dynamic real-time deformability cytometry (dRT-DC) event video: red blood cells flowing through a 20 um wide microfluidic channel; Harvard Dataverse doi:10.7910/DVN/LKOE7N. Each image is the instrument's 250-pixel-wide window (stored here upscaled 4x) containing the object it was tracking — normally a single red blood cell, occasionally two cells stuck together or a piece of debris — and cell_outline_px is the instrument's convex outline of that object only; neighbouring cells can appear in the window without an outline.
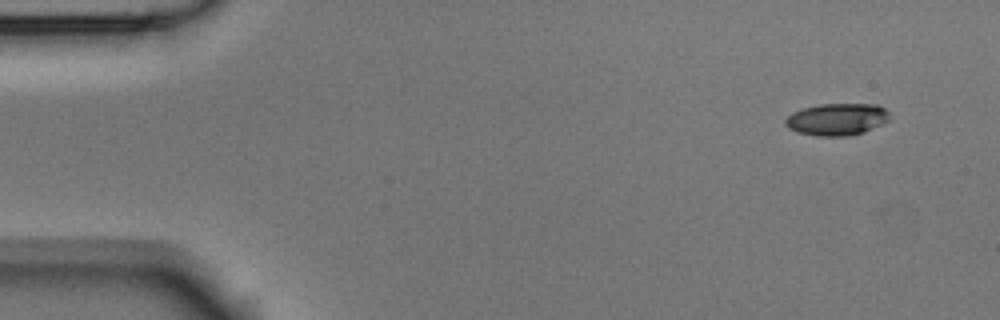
{"species": "Egyptian fruit bat (a non-hibernating species)", "species_latin": "Rousettus aegyptiacus", "temperature_condition": "room temperature", "stored_images_in_passage": 4, "camera_frame_rate_fps": 3000, "um_per_image_px": 0.085, "animal": {"sex": "male"}, "frame": {"image": 1, "passage_image": 1, "time_ms": 0.0, "image_size_px": [1000, 320], "cell_outline_px": [[888, 120], [864, 132], [848, 136], [816, 136], [796, 132], [788, 128], [784, 124], [784, 120], [792, 112], [800, 108], [820, 104], [876, 104], [884, 108], [888, 112]], "centroid_in_image_um": [71.07, 10.14], "position_along_channel_um": 13.9, "area_um2": 19.54}}
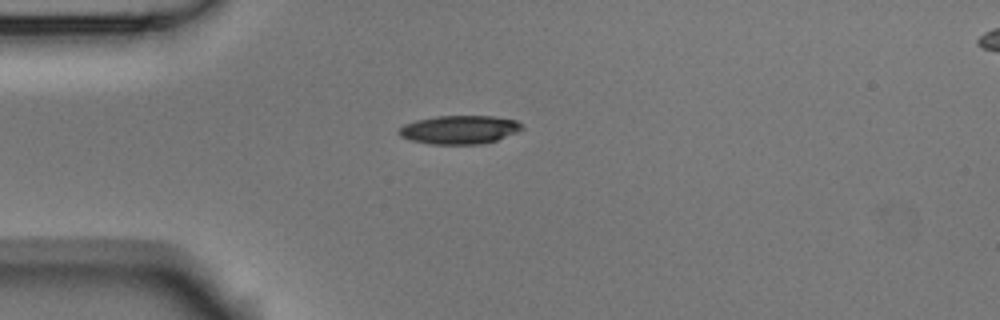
{"frame": {"image": 2, "passage_image": 4, "time_ms": 1.0, "image_size_px": [1000, 320], "cell_outline_px": [[524, 128], [516, 132], [496, 140], [484, 144], [428, 144], [412, 140], [400, 136], [396, 132], [404, 124], [416, 120], [436, 116], [492, 116], [516, 120], [524, 124]], "centroid_in_image_um": [39.05, 11.02], "position_along_channel_um": 45.9, "area_um2": 20.52}}